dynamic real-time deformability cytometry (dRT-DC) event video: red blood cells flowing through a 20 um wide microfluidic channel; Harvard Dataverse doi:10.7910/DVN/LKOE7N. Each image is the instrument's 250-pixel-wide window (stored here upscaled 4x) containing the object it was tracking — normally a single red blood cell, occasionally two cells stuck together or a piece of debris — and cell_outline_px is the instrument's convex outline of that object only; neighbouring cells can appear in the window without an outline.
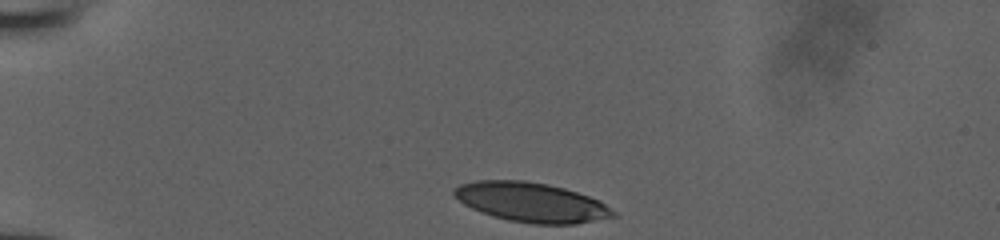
{"species": "human", "species_latin": "Homo sapiens", "temperature_condition": "room temperature", "stored_images_in_passage": 32, "camera_frame_rate_fps": 3000, "um_per_image_px": 0.085, "donor": {"sex": "male"}, "frame": {"image": 1, "passage_image": 1, "time_ms": 0.0, "image_size_px": [1000, 240], "cell_outline_px": [[620, 216], [576, 224], [532, 224], [508, 220], [492, 216], [480, 212], [464, 204], [452, 192], [452, 188], [460, 184], [476, 180], [524, 180], [548, 184], [564, 188], [600, 200], [616, 212]], "centroid_in_image_um": [45.18, 17.2], "position_along_channel_um": 39.8, "area_um2": 36.88}}
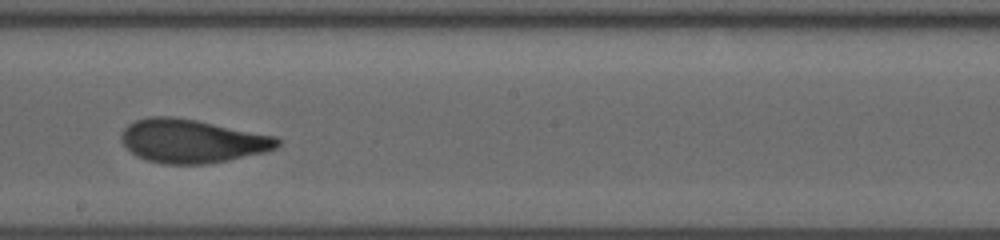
{"frame": {"image": 2, "passage_image": 19, "time_ms": 6.0, "image_size_px": [1000, 240], "cell_outline_px": [[280, 144], [276, 148], [268, 152], [208, 164], [164, 164], [148, 160], [136, 156], [120, 140], [120, 132], [128, 124], [136, 120], [148, 116], [172, 116], [196, 120], [276, 136], [280, 140]], "centroid_in_image_um": [16.32, 11.99], "position_along_channel_um": 231.9, "area_um2": 39.82}}
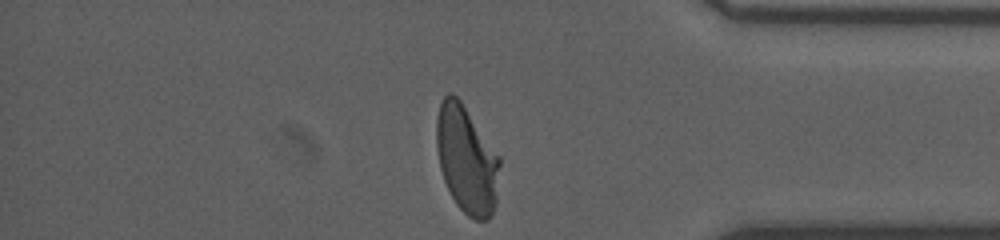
{"frame": {"image": 3, "passage_image": 32, "time_ms": 10.333, "image_size_px": [1000, 240], "cell_outline_px": [[500, 164], [496, 200], [492, 212], [488, 220], [476, 220], [468, 216], [456, 204], [444, 180], [440, 168], [436, 144], [436, 116], [440, 104], [444, 96], [448, 92], [452, 92], [460, 100], [500, 156]], "centroid_in_image_um": [39.66, 13.55], "position_along_channel_um": 395.5, "area_um2": 39.54}}